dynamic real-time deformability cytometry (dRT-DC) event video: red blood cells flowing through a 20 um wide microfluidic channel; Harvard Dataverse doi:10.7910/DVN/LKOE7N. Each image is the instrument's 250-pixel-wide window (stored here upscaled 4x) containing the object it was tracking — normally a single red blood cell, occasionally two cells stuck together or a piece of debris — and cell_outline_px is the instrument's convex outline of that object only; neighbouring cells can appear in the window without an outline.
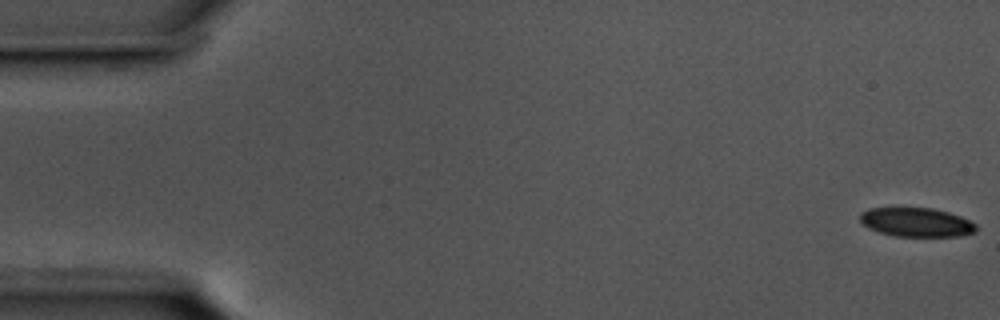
{"species": "common noctule bat (a hibernating species)", "species_latin": "Nyctalus noctula", "temperature_condition": "cold", "stored_images_in_passage": 16, "camera_frame_rate_fps": 3000, "um_per_image_px": 0.085, "animal": {"sex": "male", "body_mass_g": 17.5, "forearm_length_mm": 52.3}, "frame": {"image": 1, "passage_image": 1, "time_ms": 0.0, "image_size_px": [1000, 320], "cell_outline_px": [[976, 232], [960, 236], [892, 236], [868, 228], [860, 220], [860, 212], [868, 208], [932, 208], [948, 212], [960, 216], [976, 224]], "centroid_in_image_um": [77.88, 18.89], "position_along_channel_um": 7.1, "area_um2": 19.59}}
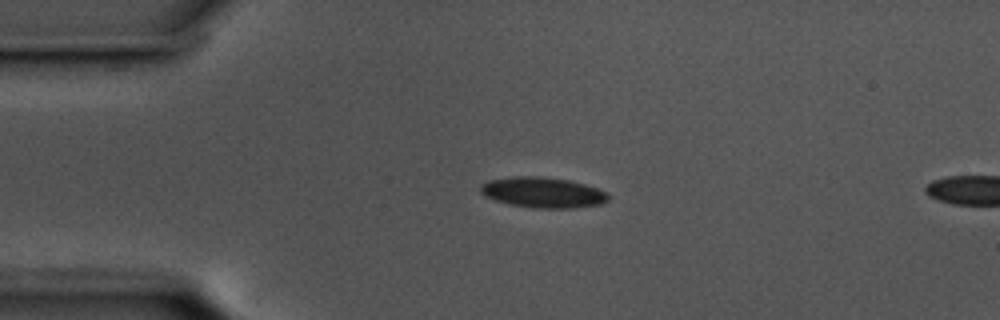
{"frame": {"image": 2, "passage_image": 13, "time_ms": 4.0, "image_size_px": [1000, 320], "cell_outline_px": [[612, 196], [608, 200], [600, 204], [572, 208], [532, 208], [508, 204], [484, 196], [480, 192], [480, 184], [488, 180], [512, 176], [540, 176], [568, 180], [584, 184], [608, 192]], "centroid_in_image_um": [46.13, 16.36], "position_along_channel_um": 38.9, "area_um2": 22.95}}